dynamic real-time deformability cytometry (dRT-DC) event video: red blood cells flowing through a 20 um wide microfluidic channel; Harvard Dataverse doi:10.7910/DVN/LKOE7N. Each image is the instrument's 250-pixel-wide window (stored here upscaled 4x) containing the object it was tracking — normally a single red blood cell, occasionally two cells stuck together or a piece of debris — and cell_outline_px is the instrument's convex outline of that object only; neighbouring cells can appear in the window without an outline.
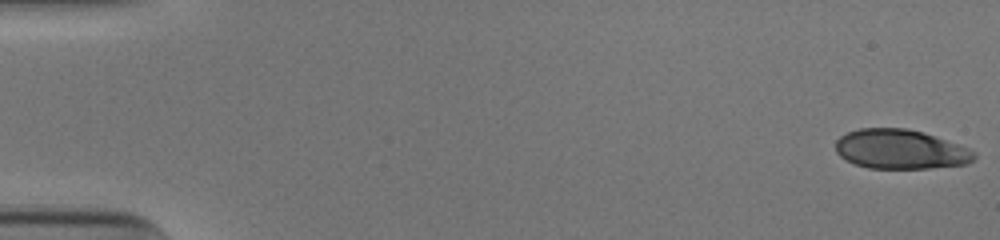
{"species": "human", "species_latin": "Homo sapiens", "temperature_condition": "cold", "stored_images_in_passage": 52, "camera_frame_rate_fps": 3000, "um_per_image_px": 0.085, "donor": {"sex": "male"}, "frame": {"image": 1, "passage_image": 1, "time_ms": 0.0, "image_size_px": [1000, 240], "cell_outline_px": [[976, 156], [968, 164], [928, 168], [868, 168], [856, 164], [840, 156], [836, 152], [836, 140], [840, 136], [848, 132], [860, 128], [908, 128], [924, 132], [936, 136], [968, 148], [976, 152]], "centroid_in_image_um": [76.55, 12.68], "position_along_channel_um": 8.5, "area_um2": 31.85}}
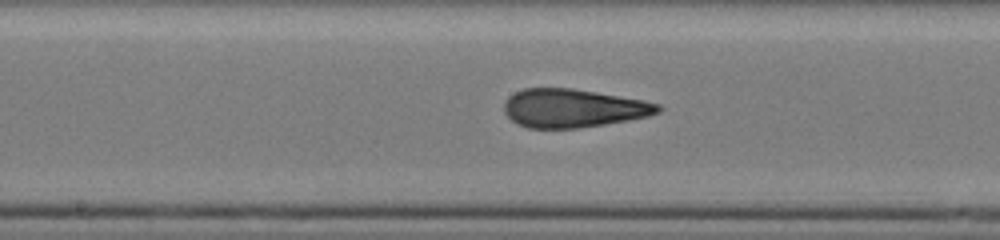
{"frame": {"image": 2, "passage_image": 28, "time_ms": 9.0, "image_size_px": [1000, 240], "cell_outline_px": [[664, 108], [660, 112], [648, 116], [628, 120], [580, 128], [528, 128], [516, 124], [504, 112], [504, 104], [508, 96], [524, 88], [572, 88], [644, 100], [660, 104]], "centroid_in_image_um": [48.73, 9.2], "position_along_channel_um": 199.5, "area_um2": 34.56}}
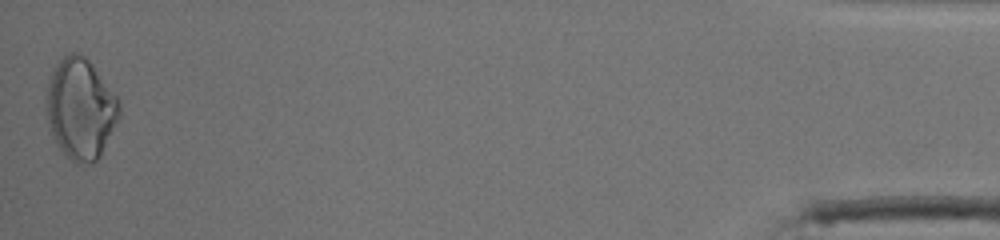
{"frame": {"image": 3, "passage_image": 52, "time_ms": 17.0, "image_size_px": [1000, 240], "cell_outline_px": [[120, 116], [100, 156], [92, 164], [76, 164], [56, 144], [52, 136], [44, 104], [44, 100], [48, 80], [56, 64], [64, 56], [72, 52], [76, 52], [84, 56], [92, 64], [116, 96], [120, 108]], "centroid_in_image_um": [6.82, 9.25], "position_along_channel_um": 428.4, "area_um2": 42.83}, "authors_computed_cell_mechanics": {"area_um2": 34.4777, "velocity_mm_per_s": 3.9387, "shape_relaxation_time_tau1_ms": 9.5583, "shape_relaxation_time_tau2_ms": 1.3006, "deformation_change_tau1": 0.2693, "deformation_change_tau2": 0.1016}}